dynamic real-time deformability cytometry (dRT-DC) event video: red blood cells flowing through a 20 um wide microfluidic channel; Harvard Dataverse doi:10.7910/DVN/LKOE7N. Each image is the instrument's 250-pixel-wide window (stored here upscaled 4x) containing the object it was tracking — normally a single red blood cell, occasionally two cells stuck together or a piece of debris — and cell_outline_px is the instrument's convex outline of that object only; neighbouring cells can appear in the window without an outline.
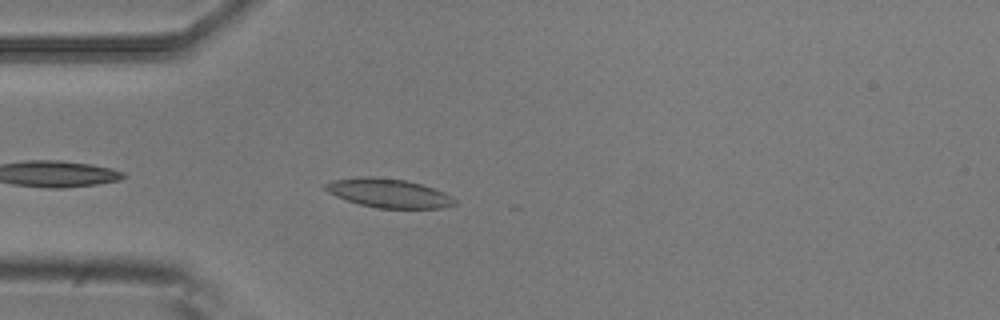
{"species": "common noctule bat (a hibernating species)", "species_latin": "Nyctalus noctula", "temperature_condition": "room temperature", "stored_images_in_passage": 3, "camera_frame_rate_fps": 3000, "um_per_image_px": 0.085, "animal": {"sex": "male", "body_mass_g": 20.5, "forearm_length_mm": 52.5}, "frame": {"image": 1, "passage_image": 3, "time_ms": 0.667, "image_size_px": [1000, 320], "cell_outline_px": [[456, 204], [440, 208], [376, 208], [360, 204], [336, 196], [328, 192], [324, 188], [324, 184], [332, 180], [360, 176], [372, 176], [408, 180], [444, 192], [452, 196], [456, 200]], "centroid_in_image_um": [33.02, 16.4], "position_along_channel_um": 52.0, "area_um2": 21.79}}